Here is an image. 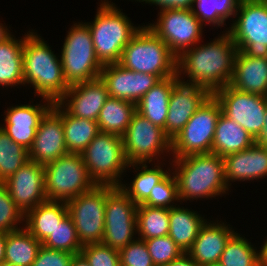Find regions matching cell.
<instances>
[{
	"mask_svg": "<svg viewBox=\"0 0 267 266\" xmlns=\"http://www.w3.org/2000/svg\"><path fill=\"white\" fill-rule=\"evenodd\" d=\"M10 30L8 31L7 27H5L4 25H2V23L0 24V44L2 42H4L5 40H7L9 37L14 35H11V33H9Z\"/></svg>",
	"mask_w": 267,
	"mask_h": 266,
	"instance_id": "51",
	"label": "cell"
},
{
	"mask_svg": "<svg viewBox=\"0 0 267 266\" xmlns=\"http://www.w3.org/2000/svg\"><path fill=\"white\" fill-rule=\"evenodd\" d=\"M136 112V103L109 97L100 110L97 119L100 132L122 137Z\"/></svg>",
	"mask_w": 267,
	"mask_h": 266,
	"instance_id": "29",
	"label": "cell"
},
{
	"mask_svg": "<svg viewBox=\"0 0 267 266\" xmlns=\"http://www.w3.org/2000/svg\"><path fill=\"white\" fill-rule=\"evenodd\" d=\"M108 98L106 85L99 77L70 85L58 103L74 117L97 121L100 110Z\"/></svg>",
	"mask_w": 267,
	"mask_h": 266,
	"instance_id": "20",
	"label": "cell"
},
{
	"mask_svg": "<svg viewBox=\"0 0 267 266\" xmlns=\"http://www.w3.org/2000/svg\"><path fill=\"white\" fill-rule=\"evenodd\" d=\"M235 15L226 32L238 50L247 56L267 58V0H241Z\"/></svg>",
	"mask_w": 267,
	"mask_h": 266,
	"instance_id": "10",
	"label": "cell"
},
{
	"mask_svg": "<svg viewBox=\"0 0 267 266\" xmlns=\"http://www.w3.org/2000/svg\"><path fill=\"white\" fill-rule=\"evenodd\" d=\"M3 183L24 215L47 201L44 165L29 160Z\"/></svg>",
	"mask_w": 267,
	"mask_h": 266,
	"instance_id": "17",
	"label": "cell"
},
{
	"mask_svg": "<svg viewBox=\"0 0 267 266\" xmlns=\"http://www.w3.org/2000/svg\"><path fill=\"white\" fill-rule=\"evenodd\" d=\"M221 113L219 102L211 95L171 140L173 157L211 153L216 123Z\"/></svg>",
	"mask_w": 267,
	"mask_h": 266,
	"instance_id": "9",
	"label": "cell"
},
{
	"mask_svg": "<svg viewBox=\"0 0 267 266\" xmlns=\"http://www.w3.org/2000/svg\"><path fill=\"white\" fill-rule=\"evenodd\" d=\"M178 81L177 75L161 79L136 103L137 112L165 129L171 91Z\"/></svg>",
	"mask_w": 267,
	"mask_h": 266,
	"instance_id": "25",
	"label": "cell"
},
{
	"mask_svg": "<svg viewBox=\"0 0 267 266\" xmlns=\"http://www.w3.org/2000/svg\"><path fill=\"white\" fill-rule=\"evenodd\" d=\"M118 63L134 72L156 75L160 80L177 75V57L148 26H141L130 39Z\"/></svg>",
	"mask_w": 267,
	"mask_h": 266,
	"instance_id": "4",
	"label": "cell"
},
{
	"mask_svg": "<svg viewBox=\"0 0 267 266\" xmlns=\"http://www.w3.org/2000/svg\"><path fill=\"white\" fill-rule=\"evenodd\" d=\"M42 243L28 230L7 233L4 262L14 266H32Z\"/></svg>",
	"mask_w": 267,
	"mask_h": 266,
	"instance_id": "32",
	"label": "cell"
},
{
	"mask_svg": "<svg viewBox=\"0 0 267 266\" xmlns=\"http://www.w3.org/2000/svg\"><path fill=\"white\" fill-rule=\"evenodd\" d=\"M173 159L175 171L172 174L177 181L179 202L205 197L208 199L229 190L222 157L209 153Z\"/></svg>",
	"mask_w": 267,
	"mask_h": 266,
	"instance_id": "3",
	"label": "cell"
},
{
	"mask_svg": "<svg viewBox=\"0 0 267 266\" xmlns=\"http://www.w3.org/2000/svg\"><path fill=\"white\" fill-rule=\"evenodd\" d=\"M234 234L228 225L205 222L187 254L198 266L219 263L225 245Z\"/></svg>",
	"mask_w": 267,
	"mask_h": 266,
	"instance_id": "23",
	"label": "cell"
},
{
	"mask_svg": "<svg viewBox=\"0 0 267 266\" xmlns=\"http://www.w3.org/2000/svg\"><path fill=\"white\" fill-rule=\"evenodd\" d=\"M122 140L129 164L151 163L164 151L171 152V140L165 135L164 129L152 124L138 112L133 115Z\"/></svg>",
	"mask_w": 267,
	"mask_h": 266,
	"instance_id": "13",
	"label": "cell"
},
{
	"mask_svg": "<svg viewBox=\"0 0 267 266\" xmlns=\"http://www.w3.org/2000/svg\"><path fill=\"white\" fill-rule=\"evenodd\" d=\"M144 241L155 266L166 265L184 253L169 235Z\"/></svg>",
	"mask_w": 267,
	"mask_h": 266,
	"instance_id": "40",
	"label": "cell"
},
{
	"mask_svg": "<svg viewBox=\"0 0 267 266\" xmlns=\"http://www.w3.org/2000/svg\"><path fill=\"white\" fill-rule=\"evenodd\" d=\"M222 113L235 121L255 139L261 133L267 108V96L239 91L226 85L212 94Z\"/></svg>",
	"mask_w": 267,
	"mask_h": 266,
	"instance_id": "15",
	"label": "cell"
},
{
	"mask_svg": "<svg viewBox=\"0 0 267 266\" xmlns=\"http://www.w3.org/2000/svg\"><path fill=\"white\" fill-rule=\"evenodd\" d=\"M100 78L110 98L137 103L160 79L153 74L134 72L119 63L103 65Z\"/></svg>",
	"mask_w": 267,
	"mask_h": 266,
	"instance_id": "19",
	"label": "cell"
},
{
	"mask_svg": "<svg viewBox=\"0 0 267 266\" xmlns=\"http://www.w3.org/2000/svg\"><path fill=\"white\" fill-rule=\"evenodd\" d=\"M171 175L168 173L152 188L149 198L142 205L166 209L174 207L171 203L178 202L179 198L176 178L174 174Z\"/></svg>",
	"mask_w": 267,
	"mask_h": 266,
	"instance_id": "39",
	"label": "cell"
},
{
	"mask_svg": "<svg viewBox=\"0 0 267 266\" xmlns=\"http://www.w3.org/2000/svg\"><path fill=\"white\" fill-rule=\"evenodd\" d=\"M237 52L232 37L225 32L207 45H195L183 52L177 58V76L181 82L206 88L213 94L230 84ZM183 72L190 80L183 81Z\"/></svg>",
	"mask_w": 267,
	"mask_h": 266,
	"instance_id": "1",
	"label": "cell"
},
{
	"mask_svg": "<svg viewBox=\"0 0 267 266\" xmlns=\"http://www.w3.org/2000/svg\"><path fill=\"white\" fill-rule=\"evenodd\" d=\"M80 253L90 266H120L119 251L101 243L85 245Z\"/></svg>",
	"mask_w": 267,
	"mask_h": 266,
	"instance_id": "42",
	"label": "cell"
},
{
	"mask_svg": "<svg viewBox=\"0 0 267 266\" xmlns=\"http://www.w3.org/2000/svg\"><path fill=\"white\" fill-rule=\"evenodd\" d=\"M67 215L66 202L46 201L25 214L24 228L42 243Z\"/></svg>",
	"mask_w": 267,
	"mask_h": 266,
	"instance_id": "27",
	"label": "cell"
},
{
	"mask_svg": "<svg viewBox=\"0 0 267 266\" xmlns=\"http://www.w3.org/2000/svg\"><path fill=\"white\" fill-rule=\"evenodd\" d=\"M46 102L44 105L26 104L8 108L4 119L6 126L3 125L1 128L12 141L29 150L42 118L53 107V102Z\"/></svg>",
	"mask_w": 267,
	"mask_h": 266,
	"instance_id": "21",
	"label": "cell"
},
{
	"mask_svg": "<svg viewBox=\"0 0 267 266\" xmlns=\"http://www.w3.org/2000/svg\"><path fill=\"white\" fill-rule=\"evenodd\" d=\"M7 232L0 231V263L4 262Z\"/></svg>",
	"mask_w": 267,
	"mask_h": 266,
	"instance_id": "49",
	"label": "cell"
},
{
	"mask_svg": "<svg viewBox=\"0 0 267 266\" xmlns=\"http://www.w3.org/2000/svg\"><path fill=\"white\" fill-rule=\"evenodd\" d=\"M40 37L30 31L25 35L22 49L24 85L31 84L35 95L57 103L70 85L64 77L61 60Z\"/></svg>",
	"mask_w": 267,
	"mask_h": 266,
	"instance_id": "2",
	"label": "cell"
},
{
	"mask_svg": "<svg viewBox=\"0 0 267 266\" xmlns=\"http://www.w3.org/2000/svg\"><path fill=\"white\" fill-rule=\"evenodd\" d=\"M42 245L49 249L65 251L72 254L80 253L82 245L69 215L56 226L53 232L42 242Z\"/></svg>",
	"mask_w": 267,
	"mask_h": 266,
	"instance_id": "38",
	"label": "cell"
},
{
	"mask_svg": "<svg viewBox=\"0 0 267 266\" xmlns=\"http://www.w3.org/2000/svg\"><path fill=\"white\" fill-rule=\"evenodd\" d=\"M139 2H146L158 5L160 10L163 9H191L194 0H137Z\"/></svg>",
	"mask_w": 267,
	"mask_h": 266,
	"instance_id": "45",
	"label": "cell"
},
{
	"mask_svg": "<svg viewBox=\"0 0 267 266\" xmlns=\"http://www.w3.org/2000/svg\"><path fill=\"white\" fill-rule=\"evenodd\" d=\"M211 95L206 88L179 80L171 91L165 135L172 140Z\"/></svg>",
	"mask_w": 267,
	"mask_h": 266,
	"instance_id": "18",
	"label": "cell"
},
{
	"mask_svg": "<svg viewBox=\"0 0 267 266\" xmlns=\"http://www.w3.org/2000/svg\"><path fill=\"white\" fill-rule=\"evenodd\" d=\"M106 185H96L67 202L68 215L83 246L101 243L105 230Z\"/></svg>",
	"mask_w": 267,
	"mask_h": 266,
	"instance_id": "12",
	"label": "cell"
},
{
	"mask_svg": "<svg viewBox=\"0 0 267 266\" xmlns=\"http://www.w3.org/2000/svg\"><path fill=\"white\" fill-rule=\"evenodd\" d=\"M260 252L261 266H267V239L265 240Z\"/></svg>",
	"mask_w": 267,
	"mask_h": 266,
	"instance_id": "50",
	"label": "cell"
},
{
	"mask_svg": "<svg viewBox=\"0 0 267 266\" xmlns=\"http://www.w3.org/2000/svg\"><path fill=\"white\" fill-rule=\"evenodd\" d=\"M238 233L227 241L219 263L222 266H261L260 252Z\"/></svg>",
	"mask_w": 267,
	"mask_h": 266,
	"instance_id": "36",
	"label": "cell"
},
{
	"mask_svg": "<svg viewBox=\"0 0 267 266\" xmlns=\"http://www.w3.org/2000/svg\"><path fill=\"white\" fill-rule=\"evenodd\" d=\"M72 253L40 247L32 266H70Z\"/></svg>",
	"mask_w": 267,
	"mask_h": 266,
	"instance_id": "44",
	"label": "cell"
},
{
	"mask_svg": "<svg viewBox=\"0 0 267 266\" xmlns=\"http://www.w3.org/2000/svg\"><path fill=\"white\" fill-rule=\"evenodd\" d=\"M158 15L157 22L147 26L168 45L177 58L200 43L203 24L191 9H163Z\"/></svg>",
	"mask_w": 267,
	"mask_h": 266,
	"instance_id": "14",
	"label": "cell"
},
{
	"mask_svg": "<svg viewBox=\"0 0 267 266\" xmlns=\"http://www.w3.org/2000/svg\"><path fill=\"white\" fill-rule=\"evenodd\" d=\"M68 154L62 124V105L58 102L42 118L32 146L29 160L46 165Z\"/></svg>",
	"mask_w": 267,
	"mask_h": 266,
	"instance_id": "16",
	"label": "cell"
},
{
	"mask_svg": "<svg viewBox=\"0 0 267 266\" xmlns=\"http://www.w3.org/2000/svg\"><path fill=\"white\" fill-rule=\"evenodd\" d=\"M65 38L60 60L67 83L73 85L99 78L103 65L96 57L86 22L75 23Z\"/></svg>",
	"mask_w": 267,
	"mask_h": 266,
	"instance_id": "7",
	"label": "cell"
},
{
	"mask_svg": "<svg viewBox=\"0 0 267 266\" xmlns=\"http://www.w3.org/2000/svg\"><path fill=\"white\" fill-rule=\"evenodd\" d=\"M170 209L137 206V233L138 239L147 240L154 237L167 236L169 233Z\"/></svg>",
	"mask_w": 267,
	"mask_h": 266,
	"instance_id": "34",
	"label": "cell"
},
{
	"mask_svg": "<svg viewBox=\"0 0 267 266\" xmlns=\"http://www.w3.org/2000/svg\"><path fill=\"white\" fill-rule=\"evenodd\" d=\"M224 159L225 180L247 181L267 176V147L254 143L243 151L226 155Z\"/></svg>",
	"mask_w": 267,
	"mask_h": 266,
	"instance_id": "22",
	"label": "cell"
},
{
	"mask_svg": "<svg viewBox=\"0 0 267 266\" xmlns=\"http://www.w3.org/2000/svg\"><path fill=\"white\" fill-rule=\"evenodd\" d=\"M120 266H155L144 240L136 239L119 250Z\"/></svg>",
	"mask_w": 267,
	"mask_h": 266,
	"instance_id": "43",
	"label": "cell"
},
{
	"mask_svg": "<svg viewBox=\"0 0 267 266\" xmlns=\"http://www.w3.org/2000/svg\"><path fill=\"white\" fill-rule=\"evenodd\" d=\"M62 124L68 153L81 154L100 132L97 121L74 117L63 107Z\"/></svg>",
	"mask_w": 267,
	"mask_h": 266,
	"instance_id": "30",
	"label": "cell"
},
{
	"mask_svg": "<svg viewBox=\"0 0 267 266\" xmlns=\"http://www.w3.org/2000/svg\"><path fill=\"white\" fill-rule=\"evenodd\" d=\"M229 85L239 91L267 96V58L247 56L238 50Z\"/></svg>",
	"mask_w": 267,
	"mask_h": 266,
	"instance_id": "24",
	"label": "cell"
},
{
	"mask_svg": "<svg viewBox=\"0 0 267 266\" xmlns=\"http://www.w3.org/2000/svg\"><path fill=\"white\" fill-rule=\"evenodd\" d=\"M204 266H222L220 263H215V264H207V265H204Z\"/></svg>",
	"mask_w": 267,
	"mask_h": 266,
	"instance_id": "53",
	"label": "cell"
},
{
	"mask_svg": "<svg viewBox=\"0 0 267 266\" xmlns=\"http://www.w3.org/2000/svg\"><path fill=\"white\" fill-rule=\"evenodd\" d=\"M163 266H198V265L187 253H183L179 258Z\"/></svg>",
	"mask_w": 267,
	"mask_h": 266,
	"instance_id": "46",
	"label": "cell"
},
{
	"mask_svg": "<svg viewBox=\"0 0 267 266\" xmlns=\"http://www.w3.org/2000/svg\"><path fill=\"white\" fill-rule=\"evenodd\" d=\"M203 218L196 211L184 207L174 205L170 208L168 235L184 253L190 250L201 227L207 222Z\"/></svg>",
	"mask_w": 267,
	"mask_h": 266,
	"instance_id": "28",
	"label": "cell"
},
{
	"mask_svg": "<svg viewBox=\"0 0 267 266\" xmlns=\"http://www.w3.org/2000/svg\"><path fill=\"white\" fill-rule=\"evenodd\" d=\"M0 266H14V265H12V264H8V263H6V262H2V263H0Z\"/></svg>",
	"mask_w": 267,
	"mask_h": 266,
	"instance_id": "52",
	"label": "cell"
},
{
	"mask_svg": "<svg viewBox=\"0 0 267 266\" xmlns=\"http://www.w3.org/2000/svg\"><path fill=\"white\" fill-rule=\"evenodd\" d=\"M25 215L14 203L3 182H0V231L13 232L21 229L18 223L24 220Z\"/></svg>",
	"mask_w": 267,
	"mask_h": 266,
	"instance_id": "41",
	"label": "cell"
},
{
	"mask_svg": "<svg viewBox=\"0 0 267 266\" xmlns=\"http://www.w3.org/2000/svg\"><path fill=\"white\" fill-rule=\"evenodd\" d=\"M103 2L94 21L86 24L92 35L96 57L102 65H107L120 61L124 47L141 27L133 26L113 2Z\"/></svg>",
	"mask_w": 267,
	"mask_h": 266,
	"instance_id": "5",
	"label": "cell"
},
{
	"mask_svg": "<svg viewBox=\"0 0 267 266\" xmlns=\"http://www.w3.org/2000/svg\"><path fill=\"white\" fill-rule=\"evenodd\" d=\"M70 266H90L86 258L81 254H74Z\"/></svg>",
	"mask_w": 267,
	"mask_h": 266,
	"instance_id": "48",
	"label": "cell"
},
{
	"mask_svg": "<svg viewBox=\"0 0 267 266\" xmlns=\"http://www.w3.org/2000/svg\"><path fill=\"white\" fill-rule=\"evenodd\" d=\"M28 161V150L12 141L0 126V182L5 181Z\"/></svg>",
	"mask_w": 267,
	"mask_h": 266,
	"instance_id": "37",
	"label": "cell"
},
{
	"mask_svg": "<svg viewBox=\"0 0 267 266\" xmlns=\"http://www.w3.org/2000/svg\"><path fill=\"white\" fill-rule=\"evenodd\" d=\"M255 138L235 121L220 114L212 143V154L225 157L250 148Z\"/></svg>",
	"mask_w": 267,
	"mask_h": 266,
	"instance_id": "26",
	"label": "cell"
},
{
	"mask_svg": "<svg viewBox=\"0 0 267 266\" xmlns=\"http://www.w3.org/2000/svg\"><path fill=\"white\" fill-rule=\"evenodd\" d=\"M47 201L68 202L97 184L90 177L81 154L68 153L44 165Z\"/></svg>",
	"mask_w": 267,
	"mask_h": 266,
	"instance_id": "6",
	"label": "cell"
},
{
	"mask_svg": "<svg viewBox=\"0 0 267 266\" xmlns=\"http://www.w3.org/2000/svg\"><path fill=\"white\" fill-rule=\"evenodd\" d=\"M136 231L137 205L118 186L106 185L102 243L119 251L136 240L133 239Z\"/></svg>",
	"mask_w": 267,
	"mask_h": 266,
	"instance_id": "11",
	"label": "cell"
},
{
	"mask_svg": "<svg viewBox=\"0 0 267 266\" xmlns=\"http://www.w3.org/2000/svg\"><path fill=\"white\" fill-rule=\"evenodd\" d=\"M81 155L90 177L97 185L119 186L121 174L125 168H129L123 140L119 135L99 132Z\"/></svg>",
	"mask_w": 267,
	"mask_h": 266,
	"instance_id": "8",
	"label": "cell"
},
{
	"mask_svg": "<svg viewBox=\"0 0 267 266\" xmlns=\"http://www.w3.org/2000/svg\"><path fill=\"white\" fill-rule=\"evenodd\" d=\"M241 0H194L191 8L195 17L205 25L223 26L226 19L236 16ZM205 22V23H204Z\"/></svg>",
	"mask_w": 267,
	"mask_h": 266,
	"instance_id": "35",
	"label": "cell"
},
{
	"mask_svg": "<svg viewBox=\"0 0 267 266\" xmlns=\"http://www.w3.org/2000/svg\"><path fill=\"white\" fill-rule=\"evenodd\" d=\"M255 143L257 145L267 147V108H266L265 123H264L263 129L261 133L255 139Z\"/></svg>",
	"mask_w": 267,
	"mask_h": 266,
	"instance_id": "47",
	"label": "cell"
},
{
	"mask_svg": "<svg viewBox=\"0 0 267 266\" xmlns=\"http://www.w3.org/2000/svg\"><path fill=\"white\" fill-rule=\"evenodd\" d=\"M24 38L12 36L0 44V86L8 87L24 84L23 44Z\"/></svg>",
	"mask_w": 267,
	"mask_h": 266,
	"instance_id": "31",
	"label": "cell"
},
{
	"mask_svg": "<svg viewBox=\"0 0 267 266\" xmlns=\"http://www.w3.org/2000/svg\"><path fill=\"white\" fill-rule=\"evenodd\" d=\"M141 166V170L133 179L130 186L119 184V188L138 206L143 204L150 195L152 188L158 184L169 172L164 171L160 165L148 169L146 163H130L128 167Z\"/></svg>",
	"mask_w": 267,
	"mask_h": 266,
	"instance_id": "33",
	"label": "cell"
}]
</instances>
